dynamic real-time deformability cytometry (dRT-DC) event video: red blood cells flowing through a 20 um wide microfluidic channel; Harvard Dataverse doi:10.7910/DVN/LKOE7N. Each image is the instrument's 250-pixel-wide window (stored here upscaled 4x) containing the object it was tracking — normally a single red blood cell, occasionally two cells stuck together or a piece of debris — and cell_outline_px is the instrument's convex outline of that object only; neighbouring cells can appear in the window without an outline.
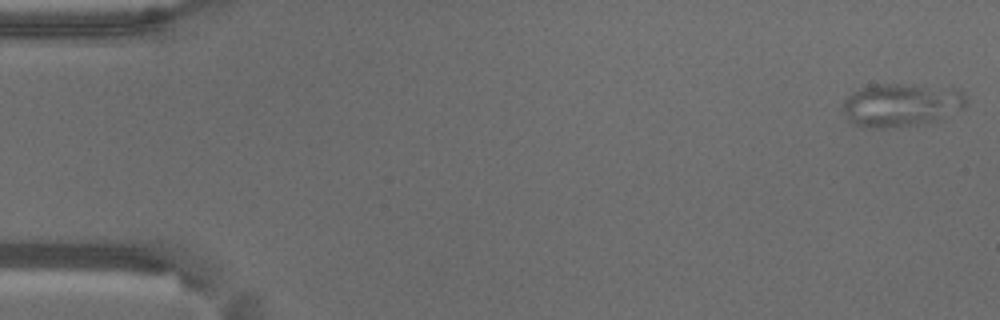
{"species": "common noctule bat (a hibernating species)", "species_latin": "Nyctalus noctula", "temperature_condition": "warm", "stored_images_in_passage": 5, "camera_frame_rate_fps": 3000, "um_per_image_px": 0.085, "animal": {"sex": "male", "body_mass_g": 18.8}, "frame": {"image": 1, "passage_image": 1, "time_ms": 0.0, "image_size_px": [1000, 320], "cell_outline_px": [[964, 108], [936, 120], [920, 124], [884, 128], [864, 128], [852, 124], [848, 120], [844, 108], [844, 100], [852, 92], [860, 88], [872, 84], [912, 84], [960, 88], [964, 92]], "centroid_in_image_um": [76.6, 8.9], "position_along_channel_um": 8.4, "area_um2": 31.27}}